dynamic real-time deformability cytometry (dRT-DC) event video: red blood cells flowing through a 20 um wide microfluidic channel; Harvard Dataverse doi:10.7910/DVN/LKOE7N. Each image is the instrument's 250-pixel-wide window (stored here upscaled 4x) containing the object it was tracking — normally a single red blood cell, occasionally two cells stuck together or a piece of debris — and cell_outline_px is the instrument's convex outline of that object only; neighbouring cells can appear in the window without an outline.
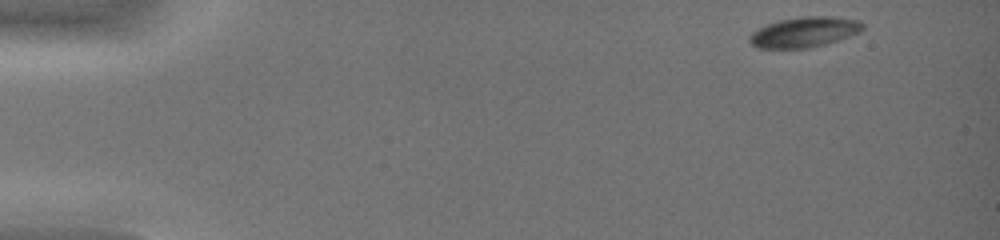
{"species": "common noctule bat (a hibernating species)", "species_latin": "Nyctalus noctula", "temperature_condition": "warm", "stored_images_in_passage": 41, "camera_frame_rate_fps": 3000, "um_per_image_px": 0.085, "animal": {"sex": "female", "body_mass_g": 19.0, "forearm_length_mm": 51.5}, "frame": {"image": 1, "passage_image": 1, "time_ms": 0.0, "image_size_px": [1000, 240], "cell_outline_px": [[864, 28], [860, 32], [824, 44], [808, 48], [756, 48], [748, 40], [748, 36], [752, 32], [768, 24], [780, 20], [800, 16], [832, 16], [860, 20], [864, 24]], "centroid_in_image_um": [68.37, 2.72], "position_along_channel_um": 16.6, "area_um2": 19.94}}
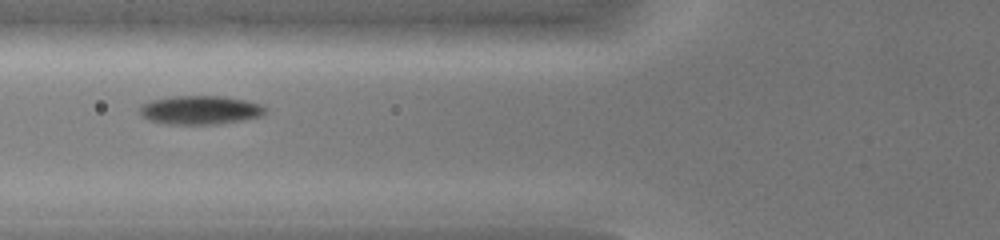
{"frame": {"image": 2, "passage_image": 16, "time_ms": 5.0, "image_size_px": [1000, 240], "cell_outline_px": [[268, 112], [264, 116], [244, 120], [220, 124], [168, 124], [148, 120], [140, 116], [140, 104], [152, 100], [172, 96], [224, 96], [264, 104], [268, 108]], "centroid_in_image_um": [17.08, 9.35], "position_along_channel_um": 108.7, "area_um2": 21.5}}
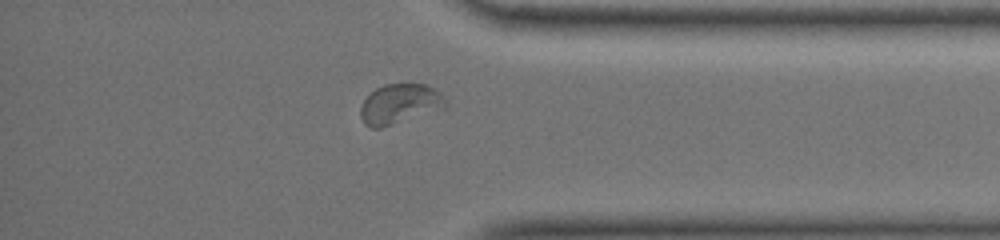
{"frame": {"image": 3, "passage_image": 36, "time_ms": 11.667, "image_size_px": [1000, 240], "cell_outline_px": [[448, 104], [444, 108], [380, 128], [372, 128], [364, 124], [360, 116], [360, 108], [364, 100], [376, 88], [384, 84], [428, 84], [436, 88], [440, 92]], "centroid_in_image_um": [33.98, 8.82], "position_along_channel_um": 401.2, "area_um2": 19.71}, "authors_computed_cell_mechanics": {"area_um2": 19.8832, "velocity_mm_per_s": 4.4091, "shape_relaxation_time_tau1_ms": null, "shape_relaxation_time_tau2_ms": 7.96, "deformation_change_tau1": null, "deformation_change_tau2": 0.0737}}